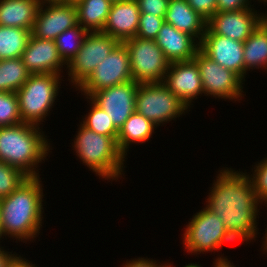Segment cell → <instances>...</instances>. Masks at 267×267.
<instances>
[{
  "mask_svg": "<svg viewBox=\"0 0 267 267\" xmlns=\"http://www.w3.org/2000/svg\"><path fill=\"white\" fill-rule=\"evenodd\" d=\"M10 253V254H9ZM4 250V247L0 246V267H10L12 263L16 260V258L19 256L14 252ZM16 254V255H15Z\"/></svg>",
  "mask_w": 267,
  "mask_h": 267,
  "instance_id": "obj_37",
  "label": "cell"
},
{
  "mask_svg": "<svg viewBox=\"0 0 267 267\" xmlns=\"http://www.w3.org/2000/svg\"><path fill=\"white\" fill-rule=\"evenodd\" d=\"M170 0H136L141 14L165 17Z\"/></svg>",
  "mask_w": 267,
  "mask_h": 267,
  "instance_id": "obj_33",
  "label": "cell"
},
{
  "mask_svg": "<svg viewBox=\"0 0 267 267\" xmlns=\"http://www.w3.org/2000/svg\"><path fill=\"white\" fill-rule=\"evenodd\" d=\"M244 68H262L267 71V25L262 21L252 34L243 42Z\"/></svg>",
  "mask_w": 267,
  "mask_h": 267,
  "instance_id": "obj_23",
  "label": "cell"
},
{
  "mask_svg": "<svg viewBox=\"0 0 267 267\" xmlns=\"http://www.w3.org/2000/svg\"><path fill=\"white\" fill-rule=\"evenodd\" d=\"M161 263L156 260H151L150 258H135L131 259L130 261H126L125 264L123 263L122 267H158Z\"/></svg>",
  "mask_w": 267,
  "mask_h": 267,
  "instance_id": "obj_36",
  "label": "cell"
},
{
  "mask_svg": "<svg viewBox=\"0 0 267 267\" xmlns=\"http://www.w3.org/2000/svg\"><path fill=\"white\" fill-rule=\"evenodd\" d=\"M156 128H158L157 125L135 111L119 129L117 136L118 149L126 158L130 145L148 142Z\"/></svg>",
  "mask_w": 267,
  "mask_h": 267,
  "instance_id": "obj_22",
  "label": "cell"
},
{
  "mask_svg": "<svg viewBox=\"0 0 267 267\" xmlns=\"http://www.w3.org/2000/svg\"><path fill=\"white\" fill-rule=\"evenodd\" d=\"M249 0H217V12L237 11L255 7Z\"/></svg>",
  "mask_w": 267,
  "mask_h": 267,
  "instance_id": "obj_35",
  "label": "cell"
},
{
  "mask_svg": "<svg viewBox=\"0 0 267 267\" xmlns=\"http://www.w3.org/2000/svg\"><path fill=\"white\" fill-rule=\"evenodd\" d=\"M139 83L134 80L92 93L89 98L112 120L119 130L135 112L136 94Z\"/></svg>",
  "mask_w": 267,
  "mask_h": 267,
  "instance_id": "obj_12",
  "label": "cell"
},
{
  "mask_svg": "<svg viewBox=\"0 0 267 267\" xmlns=\"http://www.w3.org/2000/svg\"><path fill=\"white\" fill-rule=\"evenodd\" d=\"M21 58L31 74L61 75L63 66L67 68V64L58 52L55 40L39 39L32 34Z\"/></svg>",
  "mask_w": 267,
  "mask_h": 267,
  "instance_id": "obj_17",
  "label": "cell"
},
{
  "mask_svg": "<svg viewBox=\"0 0 267 267\" xmlns=\"http://www.w3.org/2000/svg\"><path fill=\"white\" fill-rule=\"evenodd\" d=\"M30 36V30L0 26V60L21 58Z\"/></svg>",
  "mask_w": 267,
  "mask_h": 267,
  "instance_id": "obj_25",
  "label": "cell"
},
{
  "mask_svg": "<svg viewBox=\"0 0 267 267\" xmlns=\"http://www.w3.org/2000/svg\"><path fill=\"white\" fill-rule=\"evenodd\" d=\"M262 19H263V22L267 25V13L265 12V14L263 13L262 14Z\"/></svg>",
  "mask_w": 267,
  "mask_h": 267,
  "instance_id": "obj_45",
  "label": "cell"
},
{
  "mask_svg": "<svg viewBox=\"0 0 267 267\" xmlns=\"http://www.w3.org/2000/svg\"><path fill=\"white\" fill-rule=\"evenodd\" d=\"M59 74H31L16 91L21 120L40 126L49 116L61 88Z\"/></svg>",
  "mask_w": 267,
  "mask_h": 267,
  "instance_id": "obj_5",
  "label": "cell"
},
{
  "mask_svg": "<svg viewBox=\"0 0 267 267\" xmlns=\"http://www.w3.org/2000/svg\"><path fill=\"white\" fill-rule=\"evenodd\" d=\"M206 200V208L223 222L229 235L237 242L256 239L258 200L249 173L232 168L219 170Z\"/></svg>",
  "mask_w": 267,
  "mask_h": 267,
  "instance_id": "obj_1",
  "label": "cell"
},
{
  "mask_svg": "<svg viewBox=\"0 0 267 267\" xmlns=\"http://www.w3.org/2000/svg\"><path fill=\"white\" fill-rule=\"evenodd\" d=\"M40 128L43 127L24 122L0 127V161L20 169L28 177L40 176L39 163L53 148Z\"/></svg>",
  "mask_w": 267,
  "mask_h": 267,
  "instance_id": "obj_3",
  "label": "cell"
},
{
  "mask_svg": "<svg viewBox=\"0 0 267 267\" xmlns=\"http://www.w3.org/2000/svg\"><path fill=\"white\" fill-rule=\"evenodd\" d=\"M128 50L132 78L136 83H159L170 62L154 40L130 38L124 41Z\"/></svg>",
  "mask_w": 267,
  "mask_h": 267,
  "instance_id": "obj_8",
  "label": "cell"
},
{
  "mask_svg": "<svg viewBox=\"0 0 267 267\" xmlns=\"http://www.w3.org/2000/svg\"><path fill=\"white\" fill-rule=\"evenodd\" d=\"M255 163L252 168V174H249V179L254 188L258 200L264 205L267 204V158H263L260 163ZM254 170V171H253Z\"/></svg>",
  "mask_w": 267,
  "mask_h": 267,
  "instance_id": "obj_31",
  "label": "cell"
},
{
  "mask_svg": "<svg viewBox=\"0 0 267 267\" xmlns=\"http://www.w3.org/2000/svg\"><path fill=\"white\" fill-rule=\"evenodd\" d=\"M262 14L252 7L237 11L216 12L207 22V27L214 34L244 42L263 21Z\"/></svg>",
  "mask_w": 267,
  "mask_h": 267,
  "instance_id": "obj_15",
  "label": "cell"
},
{
  "mask_svg": "<svg viewBox=\"0 0 267 267\" xmlns=\"http://www.w3.org/2000/svg\"><path fill=\"white\" fill-rule=\"evenodd\" d=\"M82 0H63V3L76 5L77 3L81 2Z\"/></svg>",
  "mask_w": 267,
  "mask_h": 267,
  "instance_id": "obj_42",
  "label": "cell"
},
{
  "mask_svg": "<svg viewBox=\"0 0 267 267\" xmlns=\"http://www.w3.org/2000/svg\"><path fill=\"white\" fill-rule=\"evenodd\" d=\"M250 1H252V0H250ZM254 1V0H253ZM259 1V3L261 2H263V4H265L266 5V3H267V0H258Z\"/></svg>",
  "mask_w": 267,
  "mask_h": 267,
  "instance_id": "obj_47",
  "label": "cell"
},
{
  "mask_svg": "<svg viewBox=\"0 0 267 267\" xmlns=\"http://www.w3.org/2000/svg\"><path fill=\"white\" fill-rule=\"evenodd\" d=\"M10 267H37L36 264L19 255Z\"/></svg>",
  "mask_w": 267,
  "mask_h": 267,
  "instance_id": "obj_39",
  "label": "cell"
},
{
  "mask_svg": "<svg viewBox=\"0 0 267 267\" xmlns=\"http://www.w3.org/2000/svg\"><path fill=\"white\" fill-rule=\"evenodd\" d=\"M184 267H202L201 265L194 264V263H189L188 265L186 264Z\"/></svg>",
  "mask_w": 267,
  "mask_h": 267,
  "instance_id": "obj_43",
  "label": "cell"
},
{
  "mask_svg": "<svg viewBox=\"0 0 267 267\" xmlns=\"http://www.w3.org/2000/svg\"><path fill=\"white\" fill-rule=\"evenodd\" d=\"M38 177H28L7 197L0 199V220L3 237L21 242L36 238L42 226L43 184ZM38 234V235H37Z\"/></svg>",
  "mask_w": 267,
  "mask_h": 267,
  "instance_id": "obj_2",
  "label": "cell"
},
{
  "mask_svg": "<svg viewBox=\"0 0 267 267\" xmlns=\"http://www.w3.org/2000/svg\"><path fill=\"white\" fill-rule=\"evenodd\" d=\"M112 2L122 1V0H111Z\"/></svg>",
  "mask_w": 267,
  "mask_h": 267,
  "instance_id": "obj_48",
  "label": "cell"
},
{
  "mask_svg": "<svg viewBox=\"0 0 267 267\" xmlns=\"http://www.w3.org/2000/svg\"><path fill=\"white\" fill-rule=\"evenodd\" d=\"M154 41L170 63L193 60L200 48V43L194 37L177 30L166 22Z\"/></svg>",
  "mask_w": 267,
  "mask_h": 267,
  "instance_id": "obj_19",
  "label": "cell"
},
{
  "mask_svg": "<svg viewBox=\"0 0 267 267\" xmlns=\"http://www.w3.org/2000/svg\"><path fill=\"white\" fill-rule=\"evenodd\" d=\"M199 49L213 61L233 71L245 81L247 71L244 68L243 42L214 34L207 27Z\"/></svg>",
  "mask_w": 267,
  "mask_h": 267,
  "instance_id": "obj_13",
  "label": "cell"
},
{
  "mask_svg": "<svg viewBox=\"0 0 267 267\" xmlns=\"http://www.w3.org/2000/svg\"><path fill=\"white\" fill-rule=\"evenodd\" d=\"M118 43L117 39L101 31L88 32L81 48L66 68V70L68 69V80L75 89L89 77L96 66L103 62Z\"/></svg>",
  "mask_w": 267,
  "mask_h": 267,
  "instance_id": "obj_9",
  "label": "cell"
},
{
  "mask_svg": "<svg viewBox=\"0 0 267 267\" xmlns=\"http://www.w3.org/2000/svg\"><path fill=\"white\" fill-rule=\"evenodd\" d=\"M30 75L22 58L0 60V92L18 91Z\"/></svg>",
  "mask_w": 267,
  "mask_h": 267,
  "instance_id": "obj_26",
  "label": "cell"
},
{
  "mask_svg": "<svg viewBox=\"0 0 267 267\" xmlns=\"http://www.w3.org/2000/svg\"><path fill=\"white\" fill-rule=\"evenodd\" d=\"M186 2L207 22L217 12V0H186Z\"/></svg>",
  "mask_w": 267,
  "mask_h": 267,
  "instance_id": "obj_34",
  "label": "cell"
},
{
  "mask_svg": "<svg viewBox=\"0 0 267 267\" xmlns=\"http://www.w3.org/2000/svg\"><path fill=\"white\" fill-rule=\"evenodd\" d=\"M265 206L267 207V204ZM266 229H265V232L266 233H265L264 237L262 238L264 240H263L262 245H261L262 246L261 247L262 248V251H264L263 253H265V254L267 253V230Z\"/></svg>",
  "mask_w": 267,
  "mask_h": 267,
  "instance_id": "obj_40",
  "label": "cell"
},
{
  "mask_svg": "<svg viewBox=\"0 0 267 267\" xmlns=\"http://www.w3.org/2000/svg\"><path fill=\"white\" fill-rule=\"evenodd\" d=\"M213 264V267H236L233 262L231 263V260L228 261L227 256L223 257L222 255L220 257L217 256L216 260L214 258Z\"/></svg>",
  "mask_w": 267,
  "mask_h": 267,
  "instance_id": "obj_38",
  "label": "cell"
},
{
  "mask_svg": "<svg viewBox=\"0 0 267 267\" xmlns=\"http://www.w3.org/2000/svg\"><path fill=\"white\" fill-rule=\"evenodd\" d=\"M162 82L188 110L193 105V100L204 94L199 67L194 60L170 63Z\"/></svg>",
  "mask_w": 267,
  "mask_h": 267,
  "instance_id": "obj_16",
  "label": "cell"
},
{
  "mask_svg": "<svg viewBox=\"0 0 267 267\" xmlns=\"http://www.w3.org/2000/svg\"><path fill=\"white\" fill-rule=\"evenodd\" d=\"M86 99L89 104H91V109L89 110L88 115L86 114V117L81 120V123L88 129L101 135L113 137L117 141L119 130L108 117V113L97 106L88 96H86Z\"/></svg>",
  "mask_w": 267,
  "mask_h": 267,
  "instance_id": "obj_28",
  "label": "cell"
},
{
  "mask_svg": "<svg viewBox=\"0 0 267 267\" xmlns=\"http://www.w3.org/2000/svg\"><path fill=\"white\" fill-rule=\"evenodd\" d=\"M164 22V17L155 16L152 13L140 14L139 26L135 37L155 40Z\"/></svg>",
  "mask_w": 267,
  "mask_h": 267,
  "instance_id": "obj_32",
  "label": "cell"
},
{
  "mask_svg": "<svg viewBox=\"0 0 267 267\" xmlns=\"http://www.w3.org/2000/svg\"><path fill=\"white\" fill-rule=\"evenodd\" d=\"M2 238L4 239L3 234H2V228H1V220H0V240H2Z\"/></svg>",
  "mask_w": 267,
  "mask_h": 267,
  "instance_id": "obj_46",
  "label": "cell"
},
{
  "mask_svg": "<svg viewBox=\"0 0 267 267\" xmlns=\"http://www.w3.org/2000/svg\"><path fill=\"white\" fill-rule=\"evenodd\" d=\"M188 107L163 82L139 84L135 111L155 125L168 123L188 113Z\"/></svg>",
  "mask_w": 267,
  "mask_h": 267,
  "instance_id": "obj_7",
  "label": "cell"
},
{
  "mask_svg": "<svg viewBox=\"0 0 267 267\" xmlns=\"http://www.w3.org/2000/svg\"><path fill=\"white\" fill-rule=\"evenodd\" d=\"M133 80L128 50L119 42L112 52L96 66L89 77L78 87L82 95L90 96L96 91Z\"/></svg>",
  "mask_w": 267,
  "mask_h": 267,
  "instance_id": "obj_11",
  "label": "cell"
},
{
  "mask_svg": "<svg viewBox=\"0 0 267 267\" xmlns=\"http://www.w3.org/2000/svg\"><path fill=\"white\" fill-rule=\"evenodd\" d=\"M27 178L20 169L0 161V199L7 197Z\"/></svg>",
  "mask_w": 267,
  "mask_h": 267,
  "instance_id": "obj_30",
  "label": "cell"
},
{
  "mask_svg": "<svg viewBox=\"0 0 267 267\" xmlns=\"http://www.w3.org/2000/svg\"><path fill=\"white\" fill-rule=\"evenodd\" d=\"M40 5L49 4V3H63V0H36Z\"/></svg>",
  "mask_w": 267,
  "mask_h": 267,
  "instance_id": "obj_41",
  "label": "cell"
},
{
  "mask_svg": "<svg viewBox=\"0 0 267 267\" xmlns=\"http://www.w3.org/2000/svg\"><path fill=\"white\" fill-rule=\"evenodd\" d=\"M140 14L136 0L113 2L101 32L112 36L119 42L134 38L139 26Z\"/></svg>",
  "mask_w": 267,
  "mask_h": 267,
  "instance_id": "obj_18",
  "label": "cell"
},
{
  "mask_svg": "<svg viewBox=\"0 0 267 267\" xmlns=\"http://www.w3.org/2000/svg\"><path fill=\"white\" fill-rule=\"evenodd\" d=\"M78 25L75 5L49 3L40 5L31 34L43 40H55L61 33Z\"/></svg>",
  "mask_w": 267,
  "mask_h": 267,
  "instance_id": "obj_14",
  "label": "cell"
},
{
  "mask_svg": "<svg viewBox=\"0 0 267 267\" xmlns=\"http://www.w3.org/2000/svg\"><path fill=\"white\" fill-rule=\"evenodd\" d=\"M184 251L191 255L206 254V252H219L223 244L236 242L227 232L222 220L206 207L199 210L190 218L184 229ZM214 250V251H213ZM205 252V253H204ZM193 253V254H192Z\"/></svg>",
  "mask_w": 267,
  "mask_h": 267,
  "instance_id": "obj_6",
  "label": "cell"
},
{
  "mask_svg": "<svg viewBox=\"0 0 267 267\" xmlns=\"http://www.w3.org/2000/svg\"><path fill=\"white\" fill-rule=\"evenodd\" d=\"M112 3L111 0H82L77 3L78 24L88 32L102 31Z\"/></svg>",
  "mask_w": 267,
  "mask_h": 267,
  "instance_id": "obj_24",
  "label": "cell"
},
{
  "mask_svg": "<svg viewBox=\"0 0 267 267\" xmlns=\"http://www.w3.org/2000/svg\"><path fill=\"white\" fill-rule=\"evenodd\" d=\"M72 147L77 157L99 178L118 180L124 176L125 156L118 149L117 141L85 127L81 122ZM123 172V173H122Z\"/></svg>",
  "mask_w": 267,
  "mask_h": 267,
  "instance_id": "obj_4",
  "label": "cell"
},
{
  "mask_svg": "<svg viewBox=\"0 0 267 267\" xmlns=\"http://www.w3.org/2000/svg\"><path fill=\"white\" fill-rule=\"evenodd\" d=\"M22 123L15 92H0V127Z\"/></svg>",
  "mask_w": 267,
  "mask_h": 267,
  "instance_id": "obj_29",
  "label": "cell"
},
{
  "mask_svg": "<svg viewBox=\"0 0 267 267\" xmlns=\"http://www.w3.org/2000/svg\"><path fill=\"white\" fill-rule=\"evenodd\" d=\"M87 34L88 31L78 24L67 29L55 39L58 52L66 64L77 54Z\"/></svg>",
  "mask_w": 267,
  "mask_h": 267,
  "instance_id": "obj_27",
  "label": "cell"
},
{
  "mask_svg": "<svg viewBox=\"0 0 267 267\" xmlns=\"http://www.w3.org/2000/svg\"><path fill=\"white\" fill-rule=\"evenodd\" d=\"M39 8L36 0H0V26L32 31Z\"/></svg>",
  "mask_w": 267,
  "mask_h": 267,
  "instance_id": "obj_21",
  "label": "cell"
},
{
  "mask_svg": "<svg viewBox=\"0 0 267 267\" xmlns=\"http://www.w3.org/2000/svg\"><path fill=\"white\" fill-rule=\"evenodd\" d=\"M164 20L177 30L194 37L199 43L207 28V21L186 0H170Z\"/></svg>",
  "mask_w": 267,
  "mask_h": 267,
  "instance_id": "obj_20",
  "label": "cell"
},
{
  "mask_svg": "<svg viewBox=\"0 0 267 267\" xmlns=\"http://www.w3.org/2000/svg\"><path fill=\"white\" fill-rule=\"evenodd\" d=\"M193 60L199 67L202 88L205 96L239 101L244 97V81L233 71L224 68L200 49Z\"/></svg>",
  "mask_w": 267,
  "mask_h": 267,
  "instance_id": "obj_10",
  "label": "cell"
},
{
  "mask_svg": "<svg viewBox=\"0 0 267 267\" xmlns=\"http://www.w3.org/2000/svg\"><path fill=\"white\" fill-rule=\"evenodd\" d=\"M172 264H170L169 262L166 264V263H162L160 264L158 267H173V265L171 266Z\"/></svg>",
  "mask_w": 267,
  "mask_h": 267,
  "instance_id": "obj_44",
  "label": "cell"
}]
</instances>
